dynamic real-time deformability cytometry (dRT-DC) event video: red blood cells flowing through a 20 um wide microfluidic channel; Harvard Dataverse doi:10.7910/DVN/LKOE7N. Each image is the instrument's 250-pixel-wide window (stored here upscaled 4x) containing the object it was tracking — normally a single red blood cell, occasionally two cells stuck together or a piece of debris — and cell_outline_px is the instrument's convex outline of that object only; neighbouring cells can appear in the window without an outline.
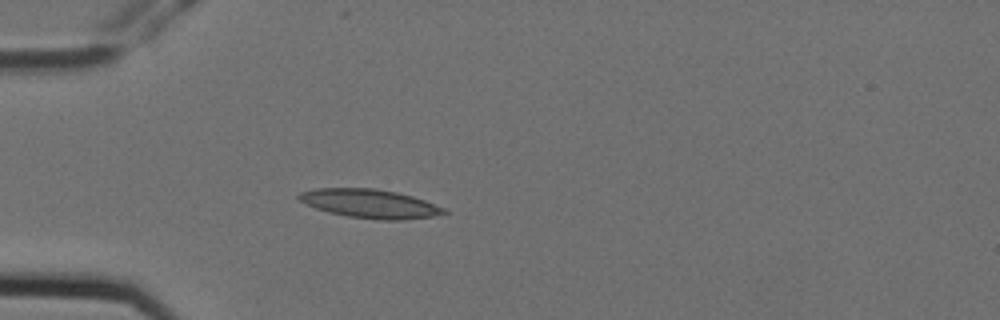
{"species": "Egyptian fruit bat (a non-hibernating species)", "species_latin": "Rousettus aegyptiacus", "temperature_condition": "cold", "stored_images_in_passage": 3, "camera_frame_rate_fps": 3000, "um_per_image_px": 0.085, "animal": {"sex": "female"}, "frame": {"image": 1, "passage_image": 3, "time_ms": 0.667, "image_size_px": [1000, 320], "cell_outline_px": [[448, 212], [432, 216], [404, 220], [376, 220], [348, 216], [328, 212], [316, 208], [300, 200], [296, 196], [300, 192], [316, 188], [372, 188], [396, 192], [412, 196], [424, 200], [444, 208]], "centroid_in_image_um": [31.43, 17.31], "position_along_channel_um": 53.6, "area_um2": 24.16}}